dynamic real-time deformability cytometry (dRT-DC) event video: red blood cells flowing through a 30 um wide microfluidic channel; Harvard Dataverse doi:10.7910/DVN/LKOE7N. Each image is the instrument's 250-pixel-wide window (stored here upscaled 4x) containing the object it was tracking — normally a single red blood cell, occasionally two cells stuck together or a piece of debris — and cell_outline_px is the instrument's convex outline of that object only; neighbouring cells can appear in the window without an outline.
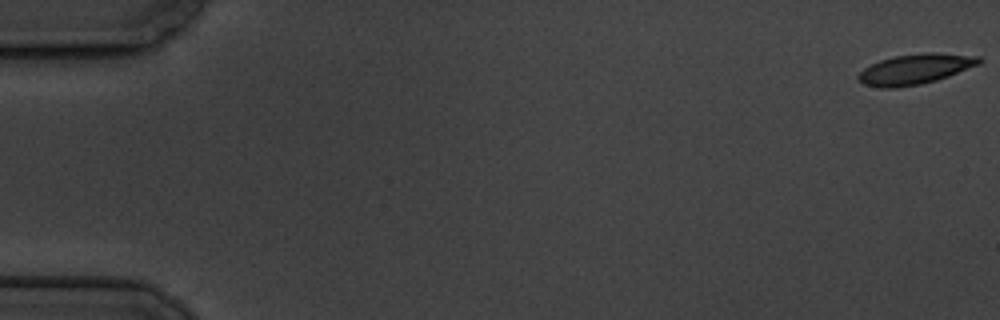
{"species": "common noctule bat (a hibernating species)", "species_latin": "Nyctalus noctula", "temperature_condition": "cold", "stored_images_in_passage": 7, "segment_of_instrument_passage": [1, 2], "camera_frame_rate_fps": 3000, "um_per_image_px": 0.085, "animal": {"sex": "male", "body_mass_g": 19.5, "forearm_length_mm": 54.6}, "frame": {"image": 1, "passage_image": 1, "time_ms": 0.0, "image_size_px": [1000, 320], "cell_outline_px": [[984, 60], [980, 64], [948, 76], [936, 80], [920, 84], [896, 88], [880, 88], [864, 84], [856, 76], [864, 68], [880, 60], [896, 56], [928, 52], [980, 56]], "centroid_in_image_um": [77.81, 5.87], "position_along_channel_um": 7.2, "area_um2": 21.15}}
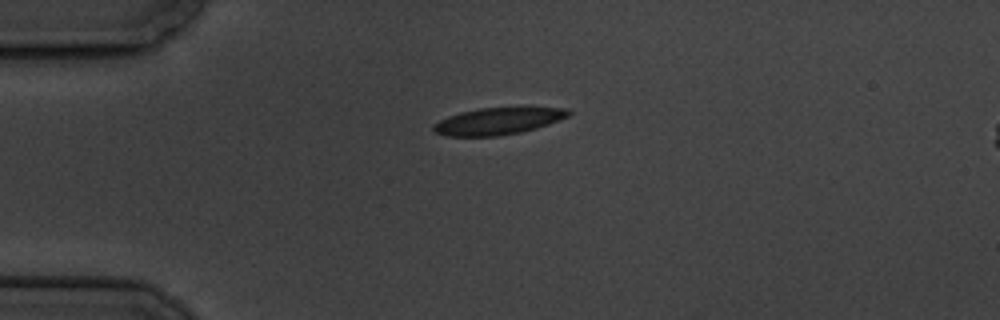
{"frame": {"image": 2, "passage_image": 5, "time_ms": 4.667, "image_size_px": [1000, 320], "cell_outline_px": [[572, 112], [568, 116], [560, 120], [536, 128], [520, 132], [496, 136], [448, 136], [436, 132], [432, 128], [432, 124], [448, 116], [460, 112], [480, 108], [568, 108]], "centroid_in_image_um": [42.32, 10.3], "position_along_channel_um": 42.7, "area_um2": 20.92}}